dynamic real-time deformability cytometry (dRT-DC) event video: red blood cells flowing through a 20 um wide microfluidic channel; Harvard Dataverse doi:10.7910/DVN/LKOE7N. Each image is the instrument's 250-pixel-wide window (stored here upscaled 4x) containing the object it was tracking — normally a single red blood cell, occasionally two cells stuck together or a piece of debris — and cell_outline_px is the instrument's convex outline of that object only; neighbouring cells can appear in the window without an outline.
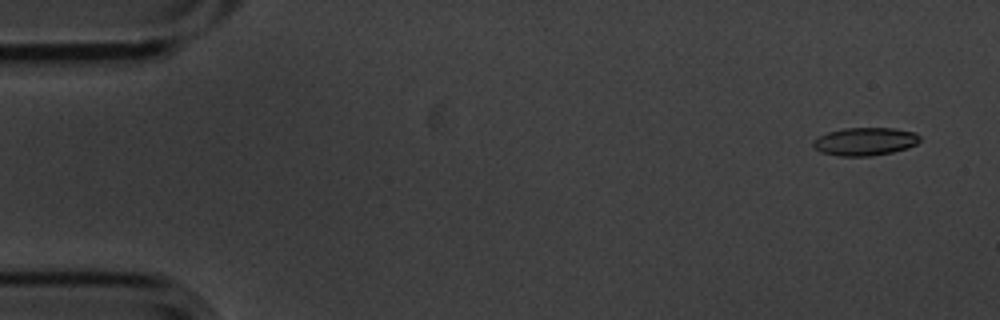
{"species": "common noctule bat (a hibernating species)", "species_latin": "Nyctalus noctula", "temperature_condition": "cold", "stored_images_in_passage": 2, "camera_frame_rate_fps": 3000, "um_per_image_px": 0.085, "animal": {"sex": "male", "body_mass_g": 20.1, "forearm_length_mm": 53.5}, "frame": {"image": 1, "passage_image": 2, "time_ms": 0.333, "image_size_px": [1000, 320], "cell_outline_px": [[920, 140], [916, 144], [908, 148], [892, 152], [872, 156], [836, 156], [820, 152], [812, 144], [812, 140], [828, 132], [844, 128], [892, 128], [916, 132], [920, 136]], "centroid_in_image_um": [73.53, 12.03], "position_along_channel_um": 11.5, "area_um2": 17.51}}